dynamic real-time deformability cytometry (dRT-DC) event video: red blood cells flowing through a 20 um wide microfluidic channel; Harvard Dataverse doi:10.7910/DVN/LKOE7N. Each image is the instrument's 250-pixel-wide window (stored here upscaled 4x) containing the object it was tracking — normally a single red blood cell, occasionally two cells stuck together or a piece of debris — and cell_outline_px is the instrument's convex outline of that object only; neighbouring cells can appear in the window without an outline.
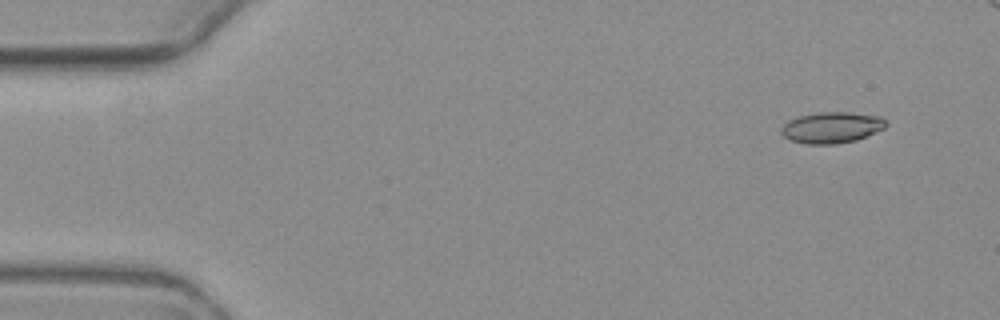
{"species": "common noctule bat (a hibernating species)", "species_latin": "Nyctalus noctula", "temperature_condition": "warm", "stored_images_in_passage": 6, "camera_frame_rate_fps": 3000, "um_per_image_px": 0.085, "animal": {"sex": "female", "body_mass_g": 19.3, "forearm_length_mm": 54.1}, "frame": {"image": 1, "passage_image": 2, "time_ms": 1.0, "image_size_px": [1000, 320], "cell_outline_px": [[888, 124], [884, 128], [876, 132], [856, 140], [836, 144], [808, 144], [788, 140], [780, 132], [780, 128], [788, 120], [796, 116], [820, 112], [848, 112], [880, 116], [888, 120]], "centroid_in_image_um": [70.68, 10.83], "position_along_channel_um": 14.3, "area_um2": 19.25}}